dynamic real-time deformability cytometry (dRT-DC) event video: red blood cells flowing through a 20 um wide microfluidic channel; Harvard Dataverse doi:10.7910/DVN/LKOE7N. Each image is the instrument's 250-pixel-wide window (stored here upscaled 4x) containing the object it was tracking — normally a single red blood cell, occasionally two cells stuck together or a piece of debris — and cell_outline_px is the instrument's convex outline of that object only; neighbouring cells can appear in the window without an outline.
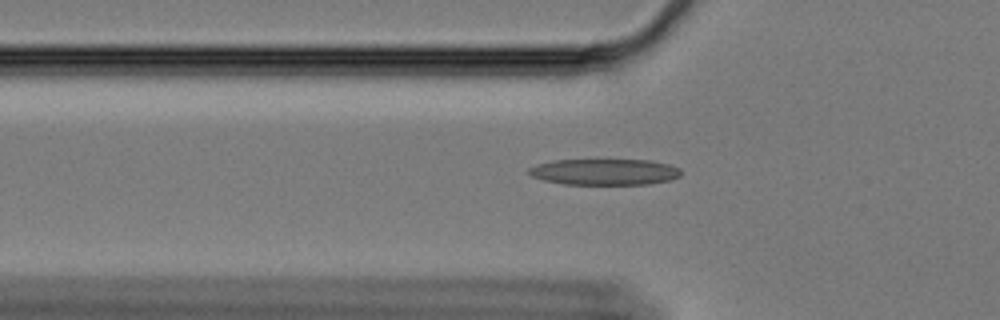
{"species": "Egyptian fruit bat (a non-hibernating species)", "species_latin": "Rousettus aegyptiacus", "temperature_condition": "cold", "stored_images_in_passage": 59, "camera_frame_rate_fps": 3000, "um_per_image_px": 0.085, "animal": {"sex": "female"}, "frame": {"image": 1, "passage_image": 19, "time_ms": 6.0, "image_size_px": [1000, 320], "cell_outline_px": [[680, 176], [672, 180], [648, 184], [564, 184], [544, 180], [532, 176], [528, 172], [528, 168], [552, 160], [652, 160], [668, 164], [680, 168]], "centroid_in_image_um": [51.42, 14.61], "position_along_channel_um": 74.4, "area_um2": 23.12}}
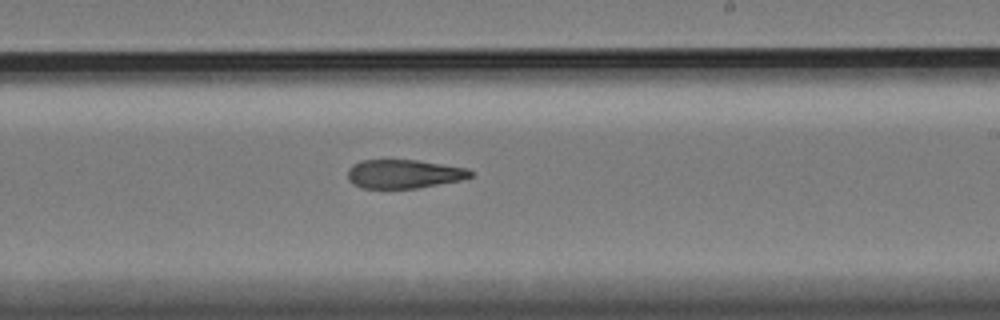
{"frame": {"image": 2, "passage_image": 35, "time_ms": 11.333, "image_size_px": [1000, 320], "cell_outline_px": [[472, 176], [460, 180], [416, 188], [360, 188], [352, 184], [348, 180], [348, 168], [352, 164], [360, 160], [420, 160], [468, 168], [472, 172]], "centroid_in_image_um": [34.29, 14.77], "position_along_channel_um": 254.7, "area_um2": 20.69}}
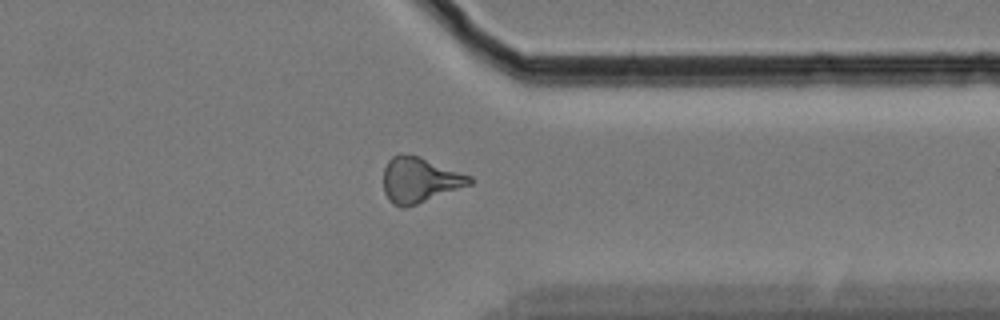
{"frame": {"image": 3, "passage_image": 46, "time_ms": 15.0, "image_size_px": [1000, 320], "cell_outline_px": [[472, 184], [416, 204], [404, 208], [400, 208], [392, 204], [388, 200], [384, 192], [384, 168], [388, 160], [392, 156], [400, 152], [420, 156], [472, 176]], "centroid_in_image_um": [35.65, 15.28], "position_along_channel_um": 375.8, "area_um2": 22.95}, "authors_computed_cell_mechanics": {"area_um2": 22.0796, "velocity_mm_per_s": 3.3619, "shape_relaxation_time_tau1_ms": 9.6422, "shape_relaxation_time_tau2_ms": 10.138, "deformation_change_tau1": 0.2258, "deformation_change_tau2": 0.2373}}